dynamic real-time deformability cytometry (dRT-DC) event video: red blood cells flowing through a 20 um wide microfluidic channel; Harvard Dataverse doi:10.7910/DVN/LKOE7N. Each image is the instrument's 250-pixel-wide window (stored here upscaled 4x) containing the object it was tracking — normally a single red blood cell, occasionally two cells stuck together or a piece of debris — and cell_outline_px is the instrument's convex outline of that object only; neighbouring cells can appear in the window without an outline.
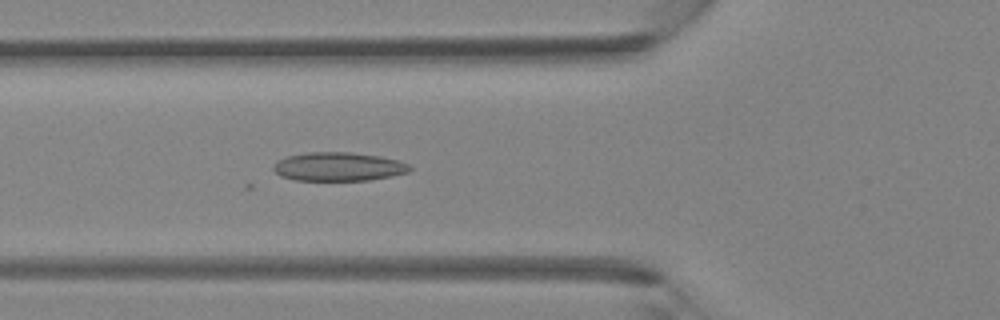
{"species": "Egyptian fruit bat (a non-hibernating species)", "species_latin": "Rousettus aegyptiacus", "temperature_condition": "room temperature", "stored_images_in_passage": 34, "camera_frame_rate_fps": 3000, "um_per_image_px": 0.085, "animal": {"sex": "female"}, "frame": {"image": 1, "passage_image": 8, "time_ms": 2.333, "image_size_px": [1000, 320], "cell_outline_px": [[412, 168], [408, 172], [392, 176], [368, 180], [296, 180], [280, 176], [272, 168], [272, 164], [276, 160], [284, 156], [308, 152], [352, 152], [380, 156], [396, 160], [408, 164]], "centroid_in_image_um": [28.71, 14.15], "position_along_channel_um": 97.1, "area_um2": 22.95}}
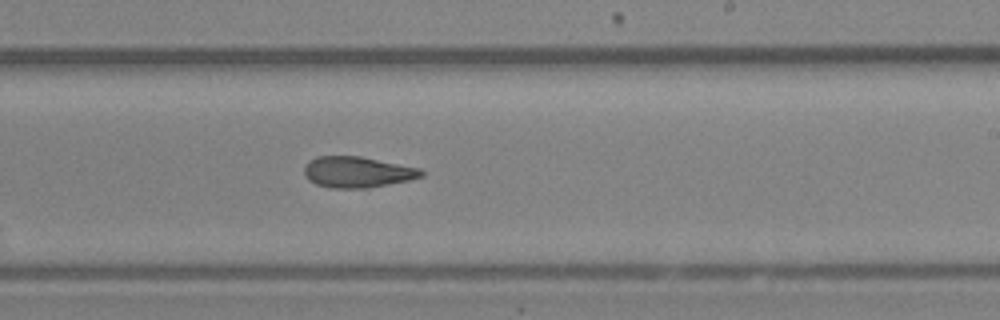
{"frame": {"image": 2, "passage_image": 18, "time_ms": 5.667, "image_size_px": [1000, 320], "cell_outline_px": [[424, 176], [408, 180], [368, 188], [328, 188], [316, 184], [308, 180], [304, 172], [304, 164], [308, 160], [316, 156], [360, 156], [420, 168], [424, 172]], "centroid_in_image_um": [30.34, 14.62], "position_along_channel_um": 258.7, "area_um2": 21.27}}
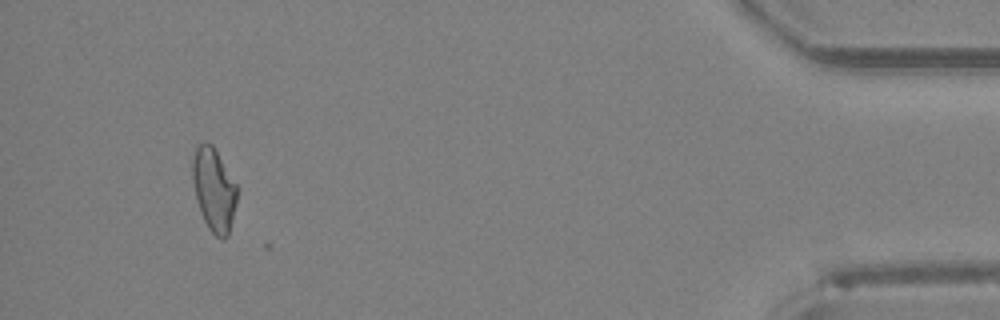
{"frame": {"image": 3, "passage_image": 32, "time_ms": 10.333, "image_size_px": [1000, 320], "cell_outline_px": [[236, 204], [228, 236], [224, 240], [220, 240], [208, 228], [200, 212], [192, 180], [192, 156], [196, 144], [212, 144], [236, 184]], "centroid_in_image_um": [18.16, 16.14], "position_along_channel_um": 417.0, "area_um2": 21.44}}